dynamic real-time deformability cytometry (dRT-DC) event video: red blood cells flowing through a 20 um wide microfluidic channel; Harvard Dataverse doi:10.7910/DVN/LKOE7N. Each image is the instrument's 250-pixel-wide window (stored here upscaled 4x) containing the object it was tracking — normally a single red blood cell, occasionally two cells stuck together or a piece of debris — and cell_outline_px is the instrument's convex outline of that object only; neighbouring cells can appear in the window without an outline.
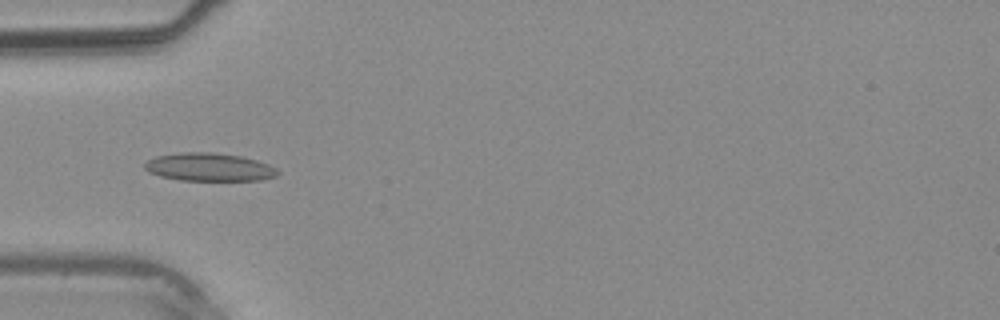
{"species": "common noctule bat (a hibernating species)", "species_latin": "Nyctalus noctula", "temperature_condition": "warm", "stored_images_in_passage": 39, "camera_frame_rate_fps": 3000, "um_per_image_px": 0.085, "animal": {"sex": "male", "body_mass_g": 20.4}, "frame": {"image": 1, "passage_image": 12, "time_ms": 3.667, "image_size_px": [1000, 320], "cell_outline_px": [[280, 172], [276, 176], [260, 180], [180, 180], [160, 176], [148, 172], [144, 168], [144, 164], [148, 160], [156, 156], [180, 152], [212, 152], [240, 156], [256, 160], [268, 164], [276, 168]], "centroid_in_image_um": [17.76, 14.2], "position_along_channel_um": 67.2, "area_um2": 21.73}}